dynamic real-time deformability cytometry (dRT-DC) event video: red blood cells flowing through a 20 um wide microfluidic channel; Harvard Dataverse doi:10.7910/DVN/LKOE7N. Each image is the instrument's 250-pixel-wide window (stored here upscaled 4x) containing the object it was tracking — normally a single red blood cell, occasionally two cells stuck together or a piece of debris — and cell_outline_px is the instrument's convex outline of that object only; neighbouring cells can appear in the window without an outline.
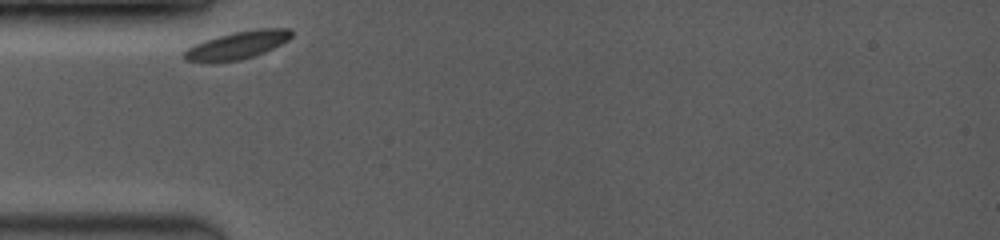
{"species": "common noctule bat (a hibernating species)", "species_latin": "Nyctalus noctula", "temperature_condition": "room temperature", "stored_images_in_passage": 50, "camera_frame_rate_fps": 3500, "um_per_image_px": 0.085, "animal": {"sex": "female", "body_mass_g": 19.0, "forearm_length_mm": 53.3}, "frame": {"image": 1, "passage_image": 1, "time_ms": 0.0, "image_size_px": [1000, 240], "cell_outline_px": [[292, 36], [288, 40], [264, 52], [240, 60], [184, 60], [184, 52], [188, 48], [204, 40], [236, 32], [260, 28], [292, 28]], "centroid_in_image_um": [20.26, 3.8], "position_along_channel_um": 64.7, "area_um2": 16.53}}
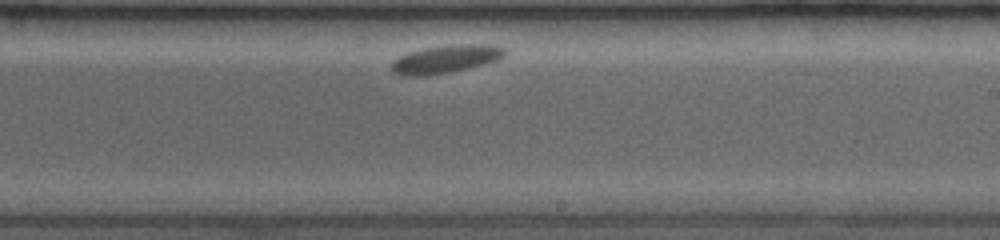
{"frame": {"image": 2, "passage_image": 28, "time_ms": 5.429, "image_size_px": [1000, 240], "cell_outline_px": [[504, 56], [496, 60], [484, 64], [468, 68], [448, 72], [420, 76], [404, 76], [392, 72], [392, 60], [408, 52], [424, 48], [448, 44], [492, 44], [504, 48]], "centroid_in_image_um": [37.86, 5.01], "position_along_channel_um": 251.1, "area_um2": 18.44}}
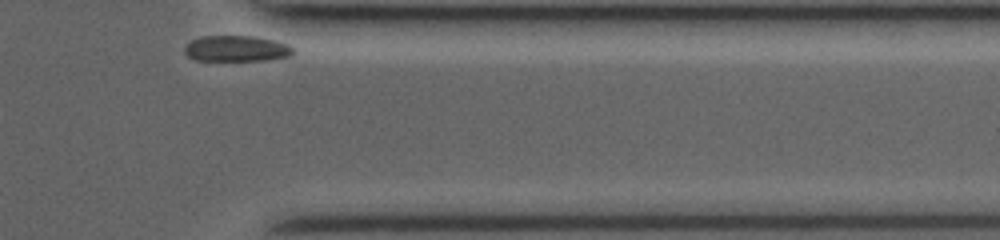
{"frame": {"image": 3, "passage_image": 49, "time_ms": 9.429, "image_size_px": [1000, 240], "cell_outline_px": [[292, 56], [264, 60], [196, 60], [188, 56], [184, 52], [184, 48], [192, 40], [200, 36], [256, 36], [288, 44], [292, 48]], "centroid_in_image_um": [20.09, 4.12], "position_along_channel_um": 391.3, "area_um2": 16.24}}